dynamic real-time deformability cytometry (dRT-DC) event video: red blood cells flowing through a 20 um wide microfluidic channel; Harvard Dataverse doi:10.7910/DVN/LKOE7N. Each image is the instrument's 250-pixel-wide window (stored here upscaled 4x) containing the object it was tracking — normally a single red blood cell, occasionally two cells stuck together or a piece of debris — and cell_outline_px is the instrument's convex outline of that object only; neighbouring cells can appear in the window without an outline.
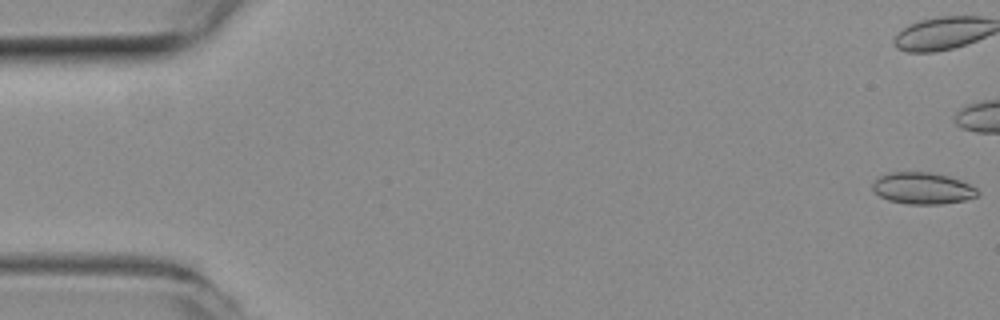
{"species": "common noctule bat (a hibernating species)", "species_latin": "Nyctalus noctula", "temperature_condition": "room temperature", "stored_images_in_passage": 6, "camera_frame_rate_fps": 3000, "um_per_image_px": 0.085, "animal": {"sex": "female", "body_mass_g": 19.3, "forearm_length_mm": 54.1}, "frame": {"image": 1, "passage_image": 1, "time_ms": 0.0, "image_size_px": [1000, 320], "cell_outline_px": [[980, 192], [976, 196], [964, 200], [940, 204], [908, 204], [888, 200], [880, 196], [872, 188], [872, 184], [880, 176], [888, 172], [932, 172], [948, 176], [960, 180], [976, 188]], "centroid_in_image_um": [78.41, 16.0], "position_along_channel_um": 6.6, "area_um2": 19.25}}